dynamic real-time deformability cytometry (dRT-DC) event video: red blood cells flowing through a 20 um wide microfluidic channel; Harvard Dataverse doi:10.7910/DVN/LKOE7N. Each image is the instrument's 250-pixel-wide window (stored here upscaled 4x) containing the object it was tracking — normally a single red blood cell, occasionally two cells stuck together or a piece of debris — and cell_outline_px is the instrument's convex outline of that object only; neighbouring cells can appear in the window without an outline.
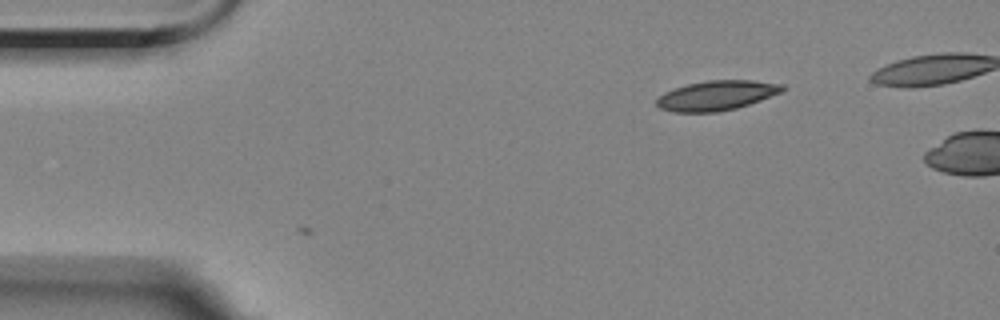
{"species": "Egyptian fruit bat (a non-hibernating species)", "species_latin": "Rousettus aegyptiacus", "temperature_condition": "room temperature", "stored_images_in_passage": 2, "camera_frame_rate_fps": 3000, "um_per_image_px": 0.085, "animal": {"sex": "female"}, "frame": {"image": 1, "passage_image": 2, "time_ms": 1.0, "image_size_px": [1000, 320], "cell_outline_px": [[788, 88], [784, 92], [736, 108], [716, 112], [676, 112], [660, 108], [656, 104], [656, 100], [664, 92], [688, 84], [708, 80], [752, 80], [784, 84]], "centroid_in_image_um": [60.97, 8.1], "position_along_channel_um": 24.0, "area_um2": 21.79}}